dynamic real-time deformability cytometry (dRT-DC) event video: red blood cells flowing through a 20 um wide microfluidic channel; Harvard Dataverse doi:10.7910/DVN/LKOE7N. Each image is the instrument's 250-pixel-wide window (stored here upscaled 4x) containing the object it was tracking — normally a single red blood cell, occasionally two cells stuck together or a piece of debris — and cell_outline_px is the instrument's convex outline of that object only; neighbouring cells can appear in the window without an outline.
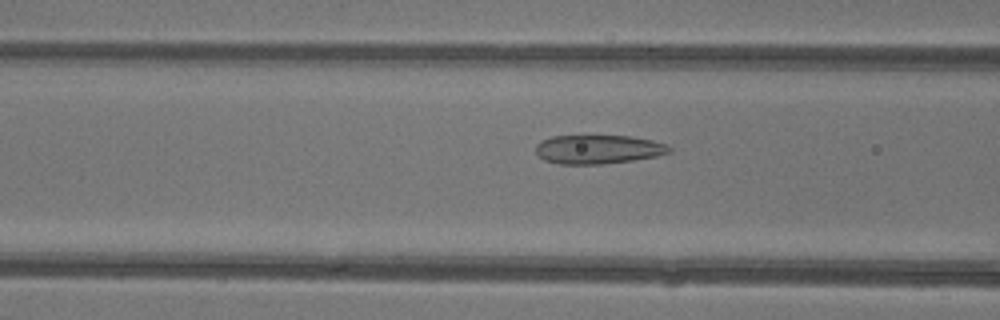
{"species": "common noctule bat (a hibernating species)", "species_latin": "Nyctalus noctula", "temperature_condition": "warm", "stored_images_in_passage": 47, "camera_frame_rate_fps": 3000, "um_per_image_px": 0.085, "animal": {"sex": "female"}, "frame": {"image": 1, "passage_image": 19, "time_ms": 6.0, "image_size_px": [1000, 320], "cell_outline_px": [[672, 152], [656, 156], [632, 160], [604, 164], [560, 164], [544, 160], [536, 152], [536, 144], [540, 140], [552, 136], [628, 136], [652, 140], [668, 144], [672, 148]], "centroid_in_image_um": [50.86, 12.69], "position_along_channel_um": 115.7, "area_um2": 22.54}}
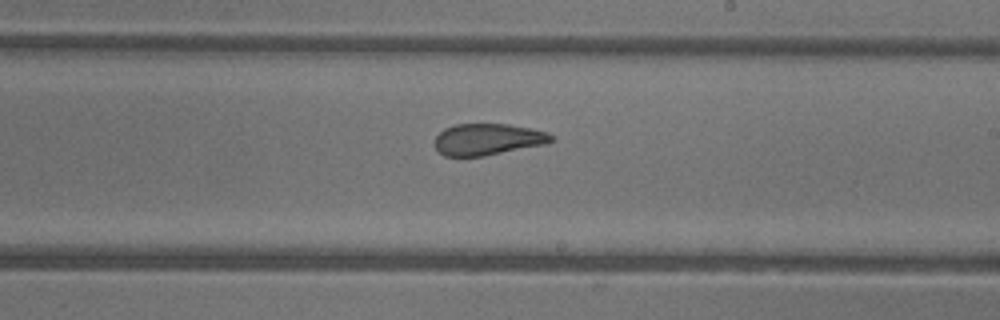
{"frame": {"image": 2, "passage_image": 28, "time_ms": 9.0, "image_size_px": [1000, 320], "cell_outline_px": [[556, 140], [544, 144], [484, 156], [444, 156], [436, 148], [436, 136], [444, 128], [456, 124], [508, 124], [532, 128], [548, 132], [556, 136]], "centroid_in_image_um": [41.51, 11.83], "position_along_channel_um": 247.5, "area_um2": 21.44}}
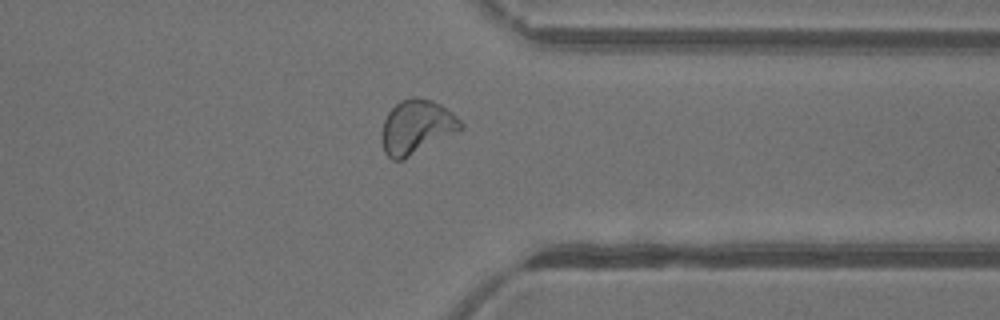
{"frame": {"image": 3, "passage_image": 37, "time_ms": 12.0, "image_size_px": [1000, 320], "cell_outline_px": [[464, 128], [404, 160], [392, 160], [384, 152], [380, 136], [384, 120], [388, 112], [400, 100], [412, 96], [416, 96], [432, 100], [440, 104], [452, 112], [464, 124]], "centroid_in_image_um": [35.39, 10.79], "position_along_channel_um": 376.0, "area_um2": 25.14}, "authors_computed_cell_mechanics": {"area_um2": 25.143, "velocity_mm_per_s": 4.3908, "shape_relaxation_time_tau1_ms": null, "shape_relaxation_time_tau2_ms": 1.1606, "deformation_change_tau1": null, "deformation_change_tau2": 0.0734}}